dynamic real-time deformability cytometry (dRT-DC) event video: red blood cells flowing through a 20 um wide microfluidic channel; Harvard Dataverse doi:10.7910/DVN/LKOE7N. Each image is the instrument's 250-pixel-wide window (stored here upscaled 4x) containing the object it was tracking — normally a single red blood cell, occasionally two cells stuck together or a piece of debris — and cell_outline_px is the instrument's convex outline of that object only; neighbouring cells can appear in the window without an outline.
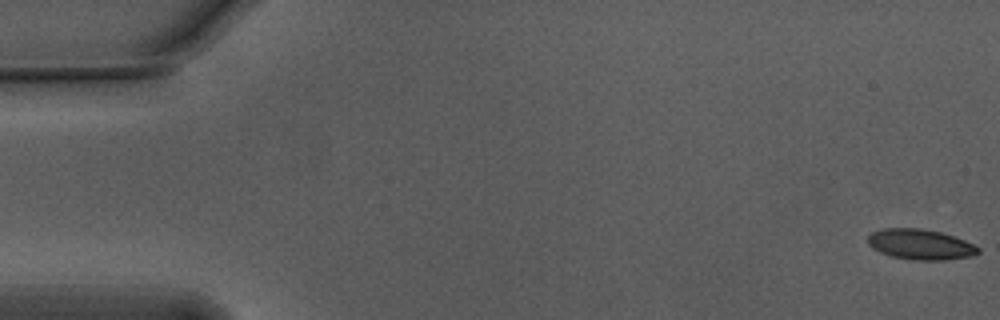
{"species": "Egyptian fruit bat (a non-hibernating species)", "species_latin": "Rousettus aegyptiacus", "temperature_condition": "warm", "stored_images_in_passage": 24, "camera_frame_rate_fps": 3000, "um_per_image_px": 0.085, "animal": {"sex": "male"}, "frame": {"image": 1, "passage_image": 1, "time_ms": 0.0, "image_size_px": [1000, 320], "cell_outline_px": [[980, 252], [972, 256], [940, 260], [916, 260], [892, 256], [880, 252], [872, 248], [868, 244], [868, 236], [872, 232], [884, 228], [920, 228], [940, 232], [964, 240], [980, 248]], "centroid_in_image_um": [78.22, 20.77], "position_along_channel_um": 6.8, "area_um2": 19.36}}
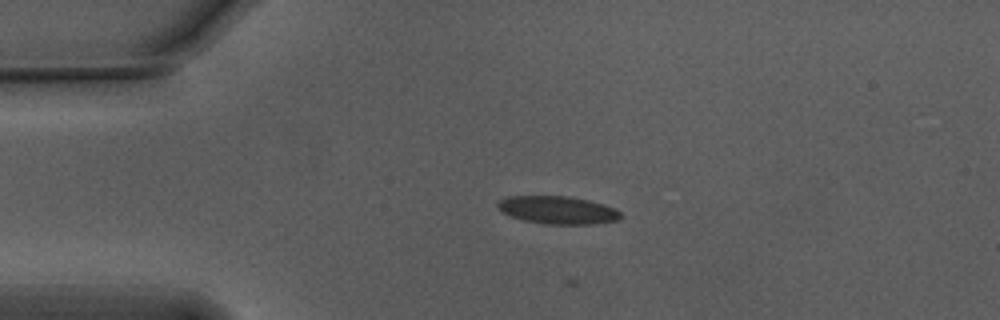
{"frame": {"image": 2, "passage_image": 13, "time_ms": 4.0, "image_size_px": [1000, 320], "cell_outline_px": [[624, 216], [620, 220], [596, 224], [544, 224], [524, 220], [508, 216], [496, 208], [496, 204], [500, 200], [508, 196], [568, 196], [588, 200], [616, 208]], "centroid_in_image_um": [47.41, 17.86], "position_along_channel_um": 37.6, "area_um2": 20.23}}
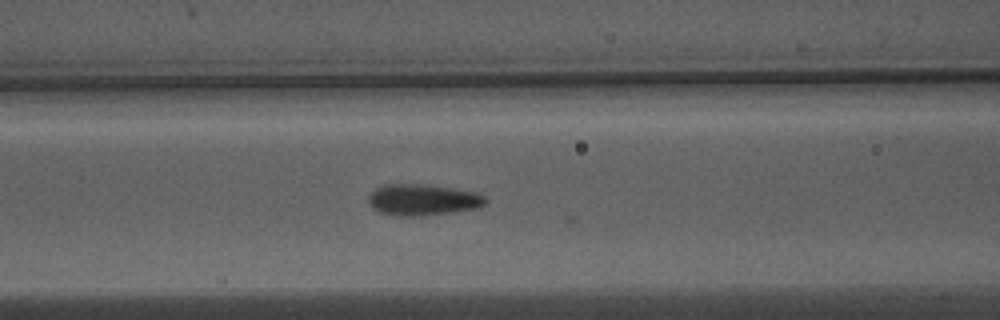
{"frame": {"image": 3, "passage_image": 23, "time_ms": 7.333, "image_size_px": [1000, 320], "cell_outline_px": [[488, 200], [480, 208], [424, 216], [396, 216], [380, 212], [372, 208], [368, 204], [368, 196], [376, 188], [384, 184], [412, 184], [448, 188], [476, 192], [484, 196]], "centroid_in_image_um": [35.91, 17.0], "position_along_channel_um": 130.7, "area_um2": 21.27}}